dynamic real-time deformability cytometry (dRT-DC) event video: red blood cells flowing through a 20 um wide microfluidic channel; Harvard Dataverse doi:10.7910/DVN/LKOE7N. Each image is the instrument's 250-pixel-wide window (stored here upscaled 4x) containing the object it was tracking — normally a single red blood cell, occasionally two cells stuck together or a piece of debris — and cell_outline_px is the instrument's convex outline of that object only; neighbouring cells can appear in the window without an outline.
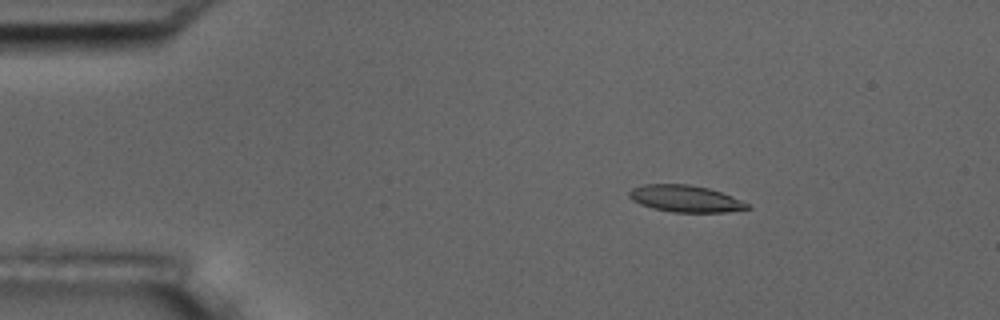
{"species": "common noctule bat (a hibernating species)", "species_latin": "Nyctalus noctula", "temperature_condition": "room temperature", "stored_images_in_passage": 4, "camera_frame_rate_fps": 3000, "um_per_image_px": 0.085, "animal": {"sex": "male", "body_mass_g": 17.5, "forearm_length_mm": 52.3}, "frame": {"image": 1, "passage_image": 2, "time_ms": 2.333, "image_size_px": [1000, 320], "cell_outline_px": [[752, 208], [724, 212], [672, 212], [652, 208], [640, 204], [632, 200], [628, 196], [628, 192], [632, 188], [644, 184], [688, 184], [708, 188], [732, 196], [748, 204]], "centroid_in_image_um": [58.22, 16.88], "position_along_channel_um": 26.8, "area_um2": 18.38}}